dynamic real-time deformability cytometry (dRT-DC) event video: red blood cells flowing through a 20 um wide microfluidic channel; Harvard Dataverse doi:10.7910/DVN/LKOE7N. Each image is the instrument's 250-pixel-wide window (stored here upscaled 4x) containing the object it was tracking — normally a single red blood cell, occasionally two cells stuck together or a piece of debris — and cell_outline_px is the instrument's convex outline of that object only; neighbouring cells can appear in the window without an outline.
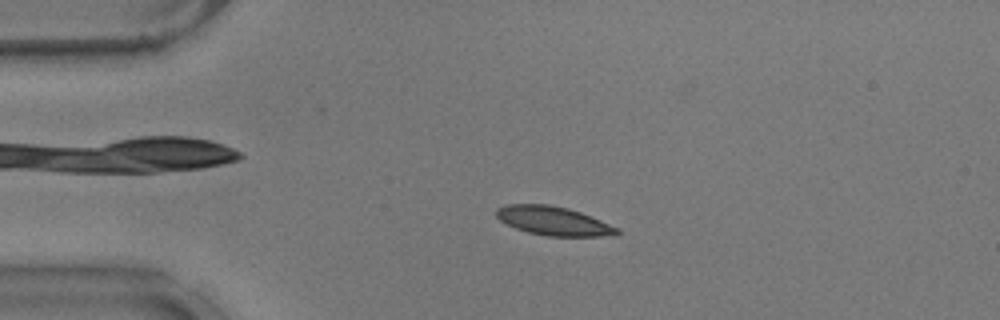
{"species": "common noctule bat (a hibernating species)", "species_latin": "Nyctalus noctula", "temperature_condition": "warm", "stored_images_in_passage": 54, "camera_frame_rate_fps": 3000, "um_per_image_px": 0.085, "animal": {"sex": "male", "body_mass_g": 17.9}, "frame": {"image": 1, "passage_image": 12, "time_ms": 3.667, "image_size_px": [1000, 320], "cell_outline_px": [[620, 232], [616, 236], [548, 236], [528, 232], [516, 228], [500, 220], [496, 216], [496, 208], [504, 204], [548, 204], [568, 208], [580, 212], [620, 228]], "centroid_in_image_um": [47.06, 18.77], "position_along_channel_um": 37.9, "area_um2": 20.35}}
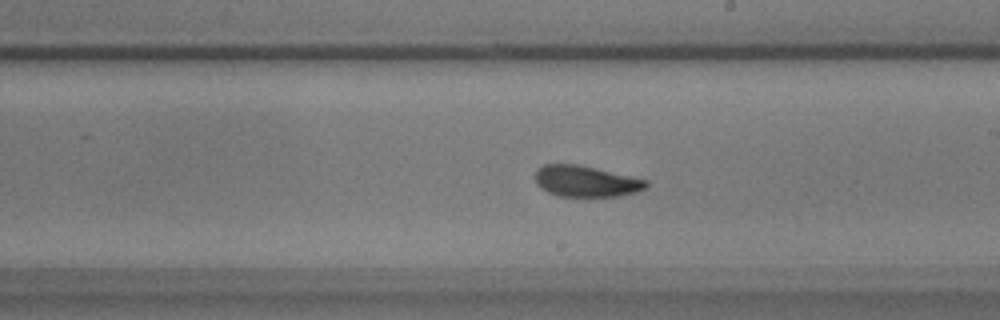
{"frame": {"image": 2, "passage_image": 31, "time_ms": 10.0, "image_size_px": [1000, 320], "cell_outline_px": [[648, 184], [644, 188], [636, 192], [616, 196], [560, 196], [548, 192], [540, 188], [536, 184], [536, 168], [544, 164], [580, 164], [648, 180]], "centroid_in_image_um": [49.78, 15.39], "position_along_channel_um": 239.2, "area_um2": 20.11}}
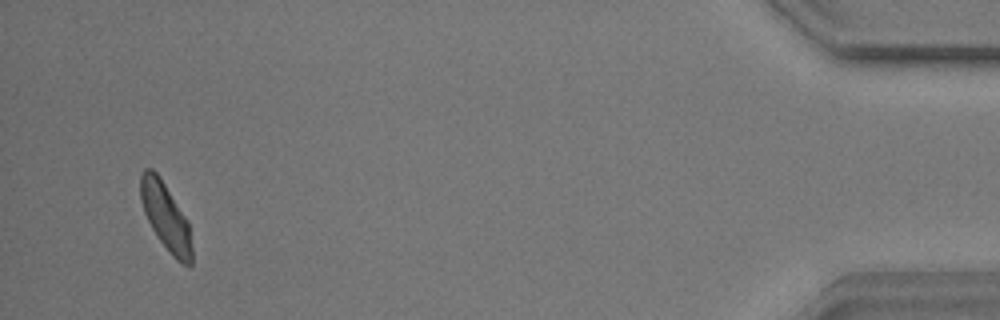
{"frame": {"image": 3, "passage_image": 52, "time_ms": 17.0, "image_size_px": [1000, 320], "cell_outline_px": [[192, 264], [184, 264], [176, 260], [172, 256], [156, 236], [144, 212], [140, 200], [140, 176], [144, 168], [152, 168], [156, 172], [188, 220], [192, 244]], "centroid_in_image_um": [14.08, 18.43], "position_along_channel_um": 421.1, "area_um2": 20.06}, "authors_computed_cell_mechanics": {"area_um2": 20.3456, "velocity_mm_per_s": 3.6999, "shape_relaxation_time_tau1_ms": 3.0284, "shape_relaxation_time_tau2_ms": 1.4996, "deformation_change_tau1": 0.104, "deformation_change_tau2": 0.0695}}